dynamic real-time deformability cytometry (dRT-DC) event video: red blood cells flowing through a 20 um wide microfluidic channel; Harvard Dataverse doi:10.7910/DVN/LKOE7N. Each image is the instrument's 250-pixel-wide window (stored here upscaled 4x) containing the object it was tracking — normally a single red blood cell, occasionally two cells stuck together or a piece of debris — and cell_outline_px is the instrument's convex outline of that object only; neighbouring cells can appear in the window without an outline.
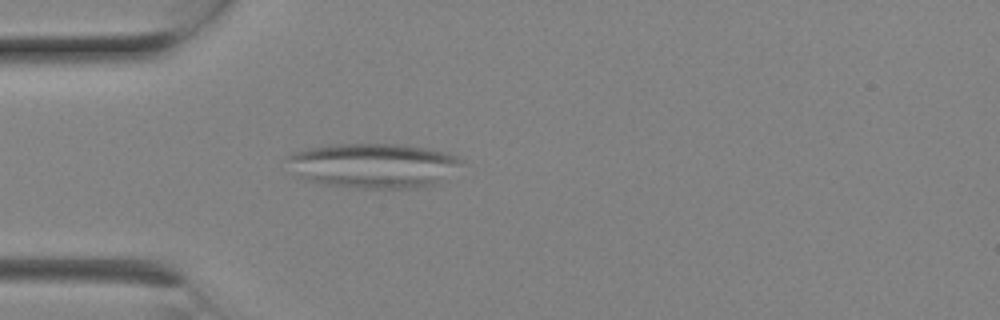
{"species": "Egyptian fruit bat (a non-hibernating species)", "species_latin": "Rousettus aegyptiacus", "temperature_condition": "room temperature", "stored_images_in_passage": 9, "camera_frame_rate_fps": 3000, "um_per_image_px": 0.085, "animal": {"sex": "female"}, "frame": {"image": 1, "passage_image": 6, "time_ms": 1.667, "image_size_px": [1000, 320], "cell_outline_px": [[464, 164], [440, 184], [416, 188], [348, 188], [324, 184], [308, 180], [296, 176], [284, 160], [292, 152], [304, 148], [328, 144], [408, 144], [448, 152], [460, 156], [464, 160]], "centroid_in_image_um": [31.78, 14.07], "position_along_channel_um": 53.2, "area_um2": 46.82}}